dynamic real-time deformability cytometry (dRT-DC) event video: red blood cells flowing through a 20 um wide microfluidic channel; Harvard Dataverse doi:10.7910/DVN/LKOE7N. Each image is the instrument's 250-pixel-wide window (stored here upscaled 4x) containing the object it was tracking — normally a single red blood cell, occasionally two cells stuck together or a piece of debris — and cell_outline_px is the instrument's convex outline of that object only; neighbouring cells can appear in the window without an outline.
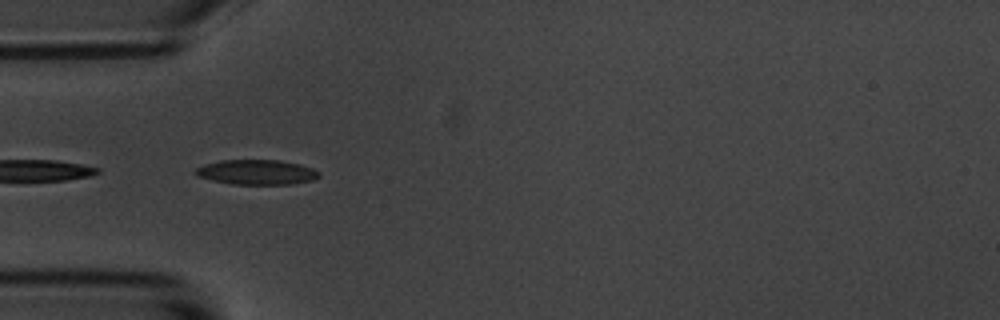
{"species": "common noctule bat (a hibernating species)", "species_latin": "Nyctalus noctula", "temperature_condition": "room temperature", "stored_images_in_passage": 5, "camera_frame_rate_fps": 3000, "um_per_image_px": 0.085, "animal": {"sex": "male", "body_mass_g": 20.1, "forearm_length_mm": 53.5}, "frame": {"image": 1, "passage_image": 5, "time_ms": 4.667, "image_size_px": [1000, 320], "cell_outline_px": [[320, 176], [312, 180], [292, 184], [232, 184], [212, 180], [196, 176], [192, 172], [196, 168], [204, 164], [220, 160], [280, 160], [300, 164], [312, 168], [320, 172]], "centroid_in_image_um": [21.79, 14.63], "position_along_channel_um": 63.2, "area_um2": 18.03}}